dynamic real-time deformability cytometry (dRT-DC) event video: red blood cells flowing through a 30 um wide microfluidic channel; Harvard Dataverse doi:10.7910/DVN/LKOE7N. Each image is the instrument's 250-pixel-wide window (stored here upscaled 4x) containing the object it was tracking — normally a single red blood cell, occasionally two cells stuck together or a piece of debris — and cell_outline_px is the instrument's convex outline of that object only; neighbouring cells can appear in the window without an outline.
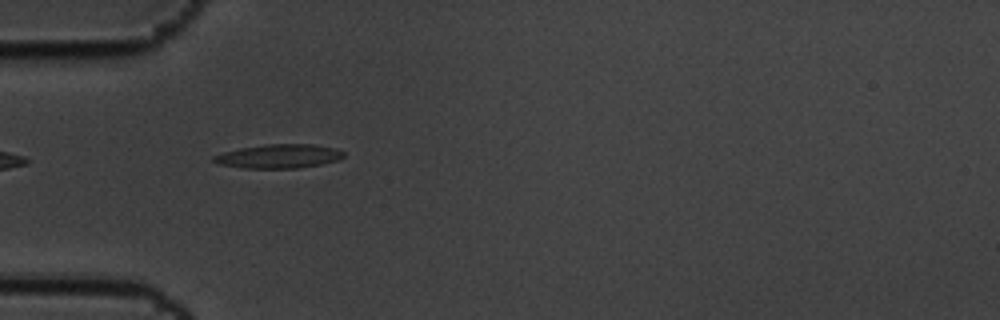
{"species": "common noctule bat (a hibernating species)", "species_latin": "Nyctalus noctula", "temperature_condition": "cold", "stored_images_in_passage": 41, "camera_frame_rate_fps": 3000, "um_per_image_px": 0.085, "animal": {"sex": "male", "body_mass_g": 19.5, "forearm_length_mm": 54.6}, "frame": {"image": 1, "passage_image": 1, "time_ms": 0.0, "image_size_px": [1000, 320], "cell_outline_px": [[344, 156], [336, 160], [320, 164], [300, 168], [244, 168], [216, 164], [212, 160], [212, 156], [224, 152], [240, 148], [268, 144], [312, 144], [336, 148], [344, 152]], "centroid_in_image_um": [23.67, 13.28], "position_along_channel_um": 61.3, "area_um2": 18.09}}
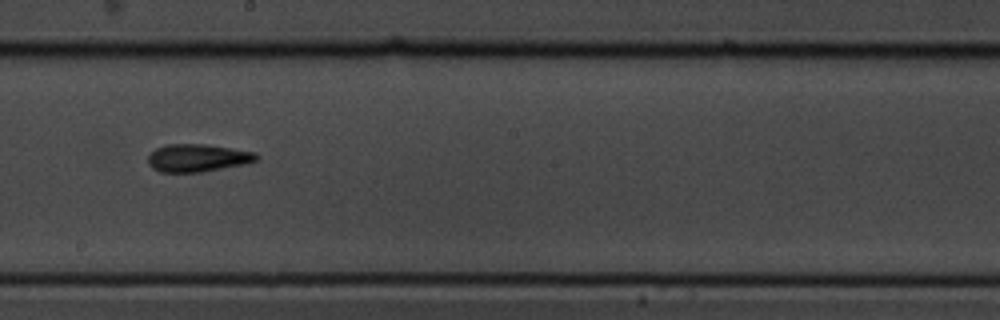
{"frame": {"image": 2, "passage_image": 16, "time_ms": 5.0, "image_size_px": [1000, 320], "cell_outline_px": [[260, 156], [256, 160], [248, 164], [204, 172], [160, 172], [152, 168], [148, 164], [148, 156], [156, 148], [168, 144], [204, 144], [256, 152]], "centroid_in_image_um": [16.82, 13.43], "position_along_channel_um": 231.4, "area_um2": 17.69}}
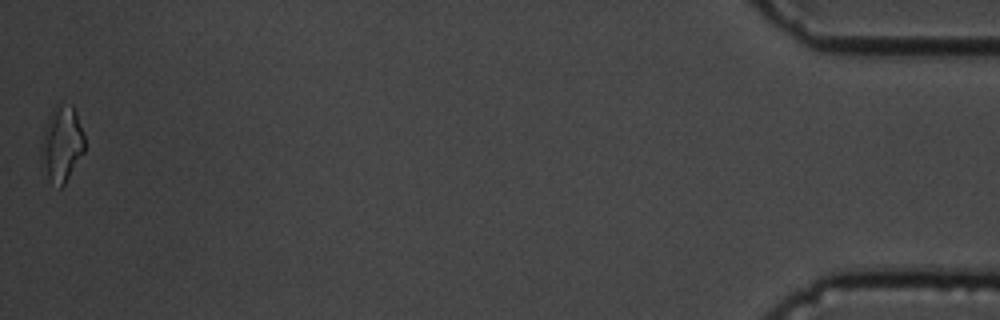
{"frame": {"image": 3, "passage_image": 41, "time_ms": 13.333, "image_size_px": [1000, 320], "cell_outline_px": [[84, 152], [64, 184], [60, 188], [48, 176], [40, 160], [40, 144], [48, 120], [56, 104], [72, 104], [76, 112], [84, 136]], "centroid_in_image_um": [5.25, 12.21], "position_along_channel_um": 429.9, "area_um2": 18.73}, "authors_computed_cell_mechanics": {"area_um2": 16.6464, "velocity_mm_per_s": 3.4616, "shape_relaxation_time_tau1_ms": 5.576, "shape_relaxation_time_tau2_ms": 4.5276, "deformation_change_tau1": 0.1382, "deformation_change_tau2": 0.1467}}